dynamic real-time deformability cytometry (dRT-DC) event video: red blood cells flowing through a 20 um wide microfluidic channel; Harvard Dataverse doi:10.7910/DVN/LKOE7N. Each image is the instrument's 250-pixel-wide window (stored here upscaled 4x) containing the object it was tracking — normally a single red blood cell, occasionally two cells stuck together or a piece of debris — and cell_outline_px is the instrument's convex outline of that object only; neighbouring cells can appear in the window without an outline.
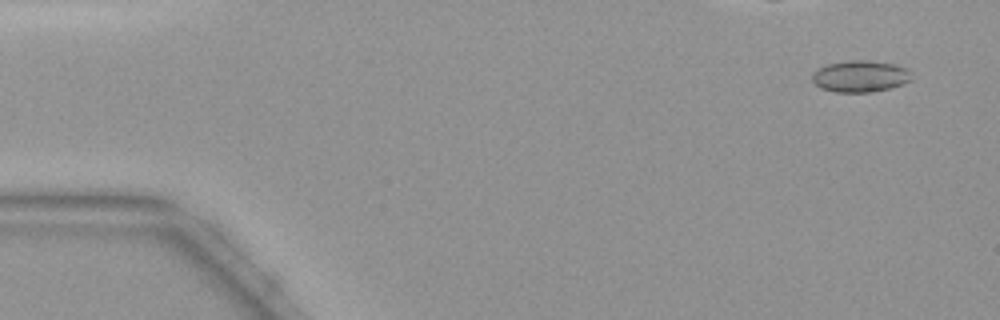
{"species": "common noctule bat (a hibernating species)", "species_latin": "Nyctalus noctula", "temperature_condition": "warm", "stored_images_in_passage": 17, "camera_frame_rate_fps": 3000, "um_per_image_px": 0.085, "animal": {"sex": "female", "body_mass_g": 19.9}, "frame": {"image": 1, "passage_image": 3, "time_ms": 0.667, "image_size_px": [1000, 320], "cell_outline_px": [[912, 80], [904, 84], [892, 88], [868, 92], [836, 92], [820, 88], [812, 80], [812, 72], [816, 68], [828, 64], [848, 60], [868, 60], [896, 64], [908, 68]], "centroid_in_image_um": [73.13, 6.48], "position_along_channel_um": 11.9, "area_um2": 18.55}}